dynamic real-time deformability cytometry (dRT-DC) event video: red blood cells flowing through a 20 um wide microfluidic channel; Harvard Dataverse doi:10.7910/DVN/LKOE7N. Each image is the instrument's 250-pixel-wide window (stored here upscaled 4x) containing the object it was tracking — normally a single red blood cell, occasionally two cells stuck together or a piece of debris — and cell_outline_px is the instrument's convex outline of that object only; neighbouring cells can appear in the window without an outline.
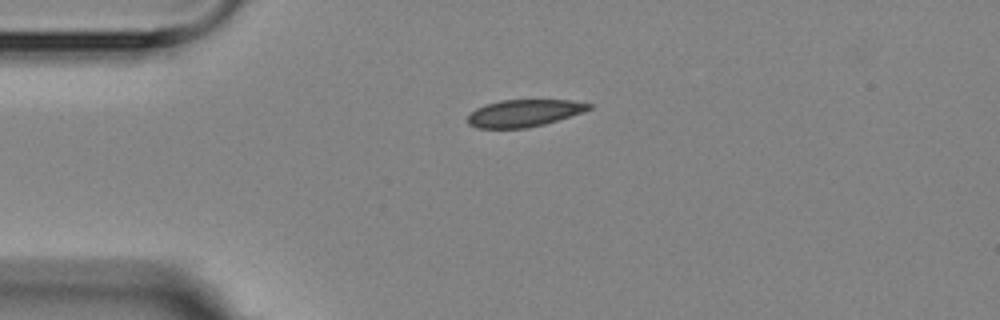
{"species": "Egyptian fruit bat (a non-hibernating species)", "species_latin": "Rousettus aegyptiacus", "temperature_condition": "room temperature", "stored_images_in_passage": 2, "camera_frame_rate_fps": 3000, "um_per_image_px": 0.085, "animal": {"sex": "female"}, "frame": {"image": 1, "passage_image": 1, "time_ms": 0.0, "image_size_px": [1000, 320], "cell_outline_px": [[592, 108], [584, 112], [544, 124], [528, 128], [476, 128], [468, 124], [468, 116], [476, 108], [484, 104], [500, 100], [572, 100], [592, 104]], "centroid_in_image_um": [44.55, 9.61], "position_along_channel_um": 40.5, "area_um2": 19.25}}